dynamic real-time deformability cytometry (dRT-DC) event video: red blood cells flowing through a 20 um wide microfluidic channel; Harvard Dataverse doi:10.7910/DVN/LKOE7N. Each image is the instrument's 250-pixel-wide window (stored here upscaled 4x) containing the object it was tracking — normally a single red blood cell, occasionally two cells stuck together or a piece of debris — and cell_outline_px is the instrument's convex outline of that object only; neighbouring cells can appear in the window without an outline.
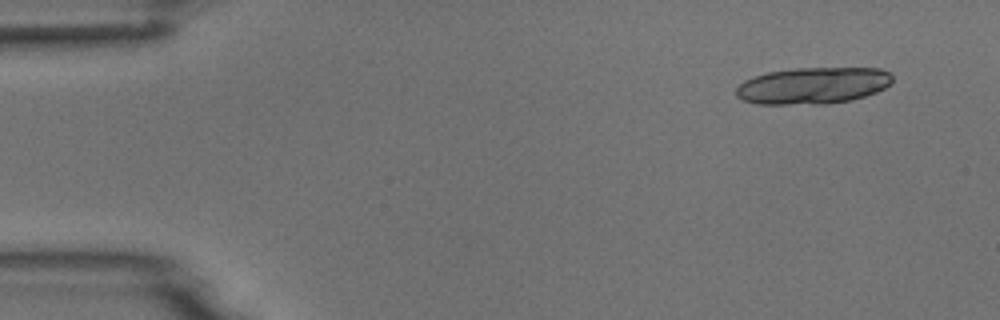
{"species": "common noctule bat (a hibernating species)", "species_latin": "Nyctalus noctula", "temperature_condition": "room temperature", "stored_images_in_passage": 5, "segment_of_instrument_passage": [1, 2], "camera_frame_rate_fps": 3000, "um_per_image_px": 0.085, "animal": {"sex": "male", "body_mass_g": 18.8}, "frame": {"image": 1, "passage_image": 1, "time_ms": 0.0, "image_size_px": [1000, 320], "cell_outline_px": [[892, 84], [876, 92], [852, 100], [828, 104], [756, 104], [740, 100], [736, 96], [736, 88], [744, 80], [768, 72], [796, 68], [880, 68], [888, 72], [892, 76]], "centroid_in_image_um": [69.09, 7.28], "position_along_channel_um": 15.9, "area_um2": 33.58}}